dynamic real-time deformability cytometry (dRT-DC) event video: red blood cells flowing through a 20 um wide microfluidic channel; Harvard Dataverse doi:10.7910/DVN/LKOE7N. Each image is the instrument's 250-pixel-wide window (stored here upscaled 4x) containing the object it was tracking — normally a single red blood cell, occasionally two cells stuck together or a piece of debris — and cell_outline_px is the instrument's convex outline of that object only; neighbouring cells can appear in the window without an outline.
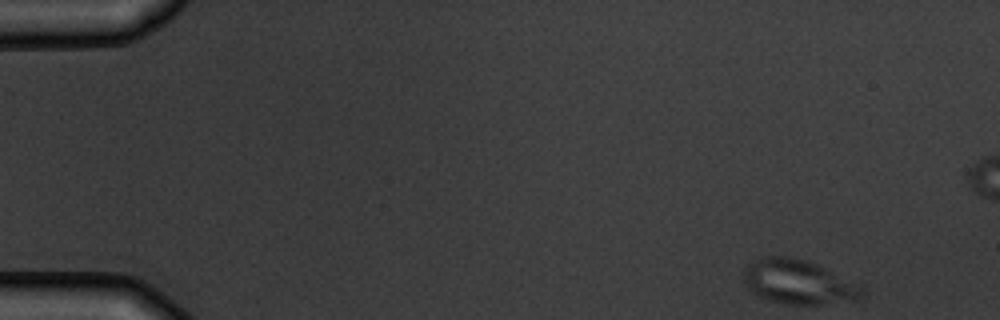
{"species": "common noctule bat (a hibernating species)", "species_latin": "Nyctalus noctula", "temperature_condition": "warm", "stored_images_in_passage": 6, "camera_frame_rate_fps": 3000, "um_per_image_px": 0.085, "animal": {"sex": "male", "body_mass_g": 19.5, "forearm_length_mm": 54.6}, "frame": {"image": 1, "passage_image": 1, "time_ms": 0.0, "image_size_px": [1000, 320], "cell_outline_px": [[864, 292], [856, 300], [820, 304], [788, 304], [772, 300], [760, 296], [748, 288], [744, 284], [744, 268], [752, 260], [764, 256], [784, 256], [804, 260], [816, 264], [864, 288]], "centroid_in_image_um": [67.81, 23.96], "position_along_channel_um": 17.2, "area_um2": 29.94}}
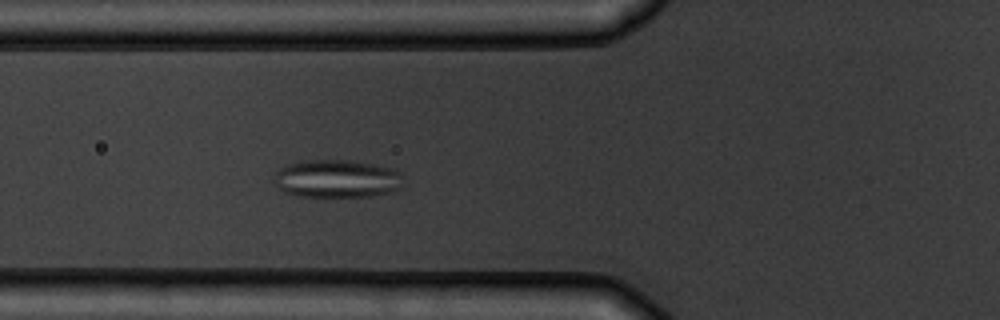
{"frame": {"image": 2, "passage_image": 5, "time_ms": 5.333, "image_size_px": [1000, 320], "cell_outline_px": [[404, 176], [400, 188], [392, 192], [368, 196], [300, 196], [284, 192], [272, 180], [272, 176], [280, 168], [288, 164], [308, 160], [348, 160], [372, 164], [392, 168], [400, 172]], "centroid_in_image_um": [28.64, 15.19], "position_along_channel_um": 97.2, "area_um2": 28.61}}